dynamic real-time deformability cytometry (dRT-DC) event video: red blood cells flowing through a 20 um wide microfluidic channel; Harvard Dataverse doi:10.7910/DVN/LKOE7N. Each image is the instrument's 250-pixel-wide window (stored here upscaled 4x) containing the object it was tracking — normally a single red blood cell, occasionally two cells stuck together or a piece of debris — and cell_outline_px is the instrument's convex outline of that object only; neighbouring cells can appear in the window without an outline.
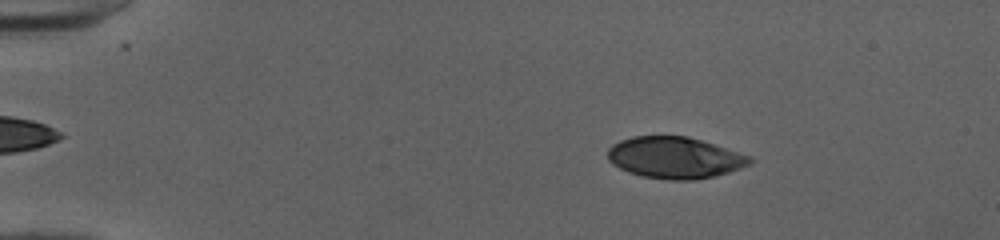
{"species": "human", "species_latin": "Homo sapiens", "temperature_condition": "cold", "stored_images_in_passage": 50, "camera_frame_rate_fps": 3000, "um_per_image_px": 0.085, "donor": {"sex": "female"}, "frame": {"image": 1, "passage_image": 8, "time_ms": 2.333, "image_size_px": [1000, 240], "cell_outline_px": [[752, 164], [716, 176], [696, 180], [668, 180], [640, 176], [628, 172], [612, 164], [608, 160], [608, 148], [612, 144], [620, 140], [632, 136], [688, 136], [752, 156]], "centroid_in_image_um": [57.35, 13.41], "position_along_channel_um": 27.6, "area_um2": 34.62}}
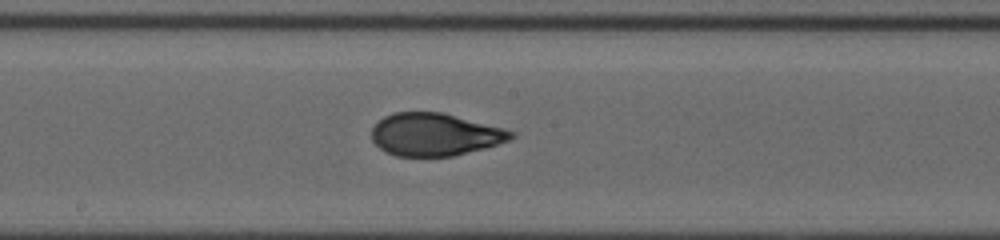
{"frame": {"image": 2, "passage_image": 28, "time_ms": 9.0, "image_size_px": [1000, 240], "cell_outline_px": [[516, 136], [508, 140], [484, 148], [452, 156], [396, 156], [380, 148], [372, 140], [372, 128], [384, 116], [392, 112], [440, 112], [516, 132]], "centroid_in_image_um": [36.93, 11.43], "position_along_channel_um": 211.3, "area_um2": 34.1}}
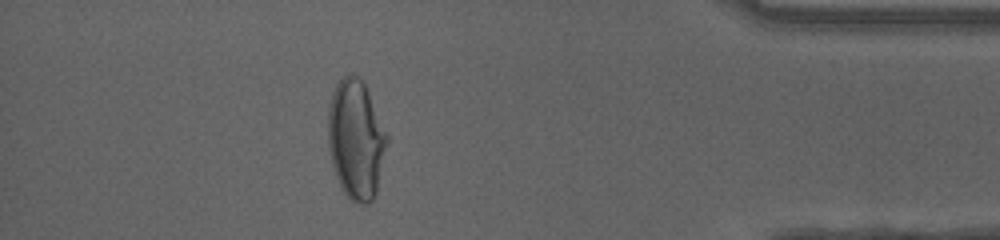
{"frame": {"image": 3, "passage_image": 45, "time_ms": 14.667, "image_size_px": [1000, 240], "cell_outline_px": [[388, 144], [376, 192], [372, 200], [368, 204], [356, 204], [340, 188], [332, 164], [328, 144], [328, 108], [332, 92], [336, 84], [348, 72], [352, 72], [364, 80], [388, 136]], "centroid_in_image_um": [30.26, 11.82], "position_along_channel_um": 404.9, "area_um2": 41.44}, "authors_computed_cell_mechanics": {"area_um2": 35.0268, "velocity_mm_per_s": 4.0436, "shape_relaxation_time_tau1_ms": null, "shape_relaxation_time_tau2_ms": 0.8982, "deformation_change_tau1": null, "deformation_change_tau2": 0.0609}}